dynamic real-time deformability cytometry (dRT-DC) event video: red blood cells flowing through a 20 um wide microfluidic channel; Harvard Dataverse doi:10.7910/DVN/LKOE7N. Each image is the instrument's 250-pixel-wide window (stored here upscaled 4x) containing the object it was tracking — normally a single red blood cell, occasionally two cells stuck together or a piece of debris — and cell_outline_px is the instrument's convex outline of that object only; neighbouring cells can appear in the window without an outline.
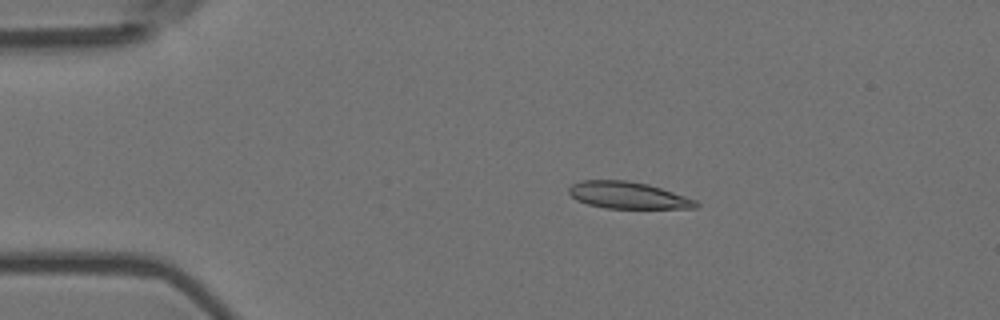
{"species": "Egyptian fruit bat (a non-hibernating species)", "species_latin": "Rousettus aegyptiacus", "temperature_condition": "room temperature", "stored_images_in_passage": 4, "camera_frame_rate_fps": 3000, "um_per_image_px": 0.085, "animal": {"sex": "female"}, "frame": {"image": 1, "passage_image": 3, "time_ms": 0.667, "image_size_px": [1000, 320], "cell_outline_px": [[700, 204], [696, 208], [604, 208], [588, 204], [576, 200], [568, 192], [568, 188], [572, 184], [584, 180], [624, 180], [648, 184], [696, 200]], "centroid_in_image_um": [53.35, 16.6], "position_along_channel_um": 31.7, "area_um2": 19.71}}